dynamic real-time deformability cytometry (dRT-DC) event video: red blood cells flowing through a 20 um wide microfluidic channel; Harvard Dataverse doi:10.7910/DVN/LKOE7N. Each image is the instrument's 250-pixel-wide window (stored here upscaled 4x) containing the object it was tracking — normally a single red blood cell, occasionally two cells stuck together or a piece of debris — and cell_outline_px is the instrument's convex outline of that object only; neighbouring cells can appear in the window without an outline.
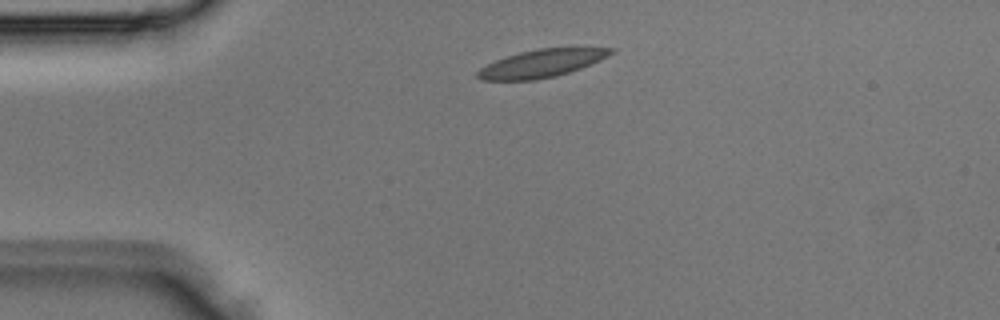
{"species": "Egyptian fruit bat (a non-hibernating species)", "species_latin": "Rousettus aegyptiacus", "temperature_condition": "room temperature", "stored_images_in_passage": 2, "camera_frame_rate_fps": 3000, "um_per_image_px": 0.085, "animal": {"sex": "male"}, "frame": {"image": 1, "passage_image": 1, "time_ms": 0.0, "image_size_px": [1000, 320], "cell_outline_px": [[616, 52], [608, 56], [580, 68], [556, 76], [536, 80], [480, 80], [476, 76], [476, 72], [480, 68], [496, 60], [520, 52], [540, 48], [572, 44], [576, 44], [616, 48]], "centroid_in_image_um": [46.18, 5.32], "position_along_channel_um": 38.8, "area_um2": 22.48}}
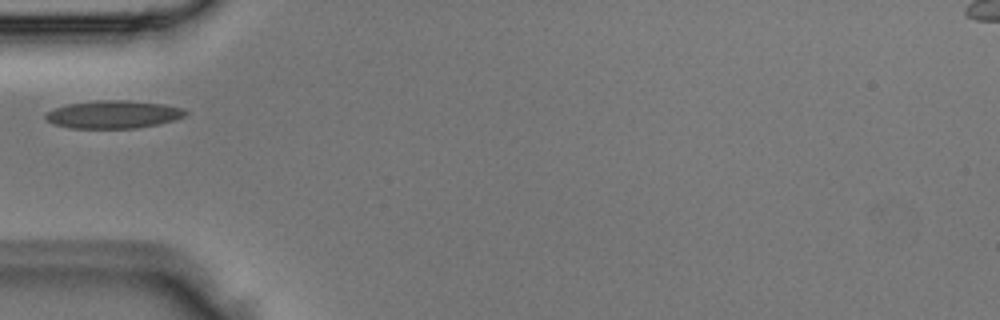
{"frame": {"image": 2, "passage_image": 2, "time_ms": 0.333, "image_size_px": [1000, 320], "cell_outline_px": [[188, 112], [184, 116], [172, 120], [156, 124], [136, 128], [68, 128], [52, 124], [44, 120], [44, 112], [68, 104], [96, 100], [124, 100], [164, 104], [184, 108]], "centroid_in_image_um": [9.57, 9.73], "position_along_channel_um": 75.4, "area_um2": 22.77}}